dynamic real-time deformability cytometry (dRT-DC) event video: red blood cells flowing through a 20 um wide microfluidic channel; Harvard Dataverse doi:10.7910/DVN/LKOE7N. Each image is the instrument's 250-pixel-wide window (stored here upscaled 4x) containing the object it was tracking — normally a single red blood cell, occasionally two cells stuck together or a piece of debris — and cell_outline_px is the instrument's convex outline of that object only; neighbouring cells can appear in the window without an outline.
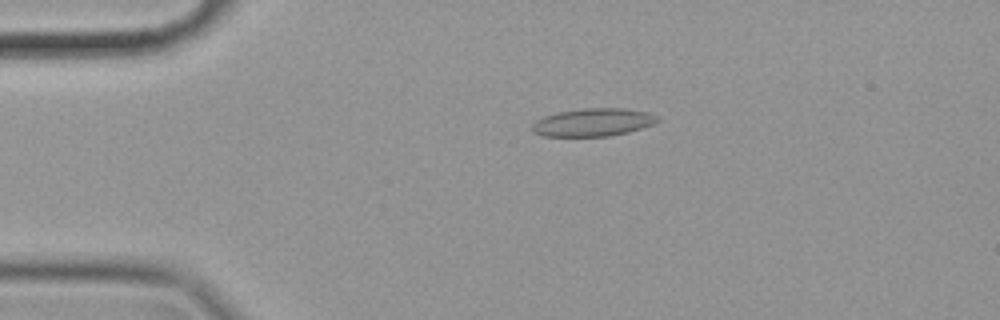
{"species": "common noctule bat (a hibernating species)", "species_latin": "Nyctalus noctula", "temperature_condition": "cold", "stored_images_in_passage": 57, "camera_frame_rate_fps": 3000, "um_per_image_px": 0.085, "animal": {"sex": "female", "body_mass_g": 19.9}, "frame": {"image": 1, "passage_image": 12, "time_ms": 3.667, "image_size_px": [1000, 320], "cell_outline_px": [[660, 120], [652, 124], [628, 132], [608, 136], [540, 136], [532, 132], [532, 124], [536, 120], [544, 116], [560, 112], [584, 108], [624, 108], [648, 112], [656, 116]], "centroid_in_image_um": [50.38, 10.4], "position_along_channel_um": 34.6, "area_um2": 20.29}}
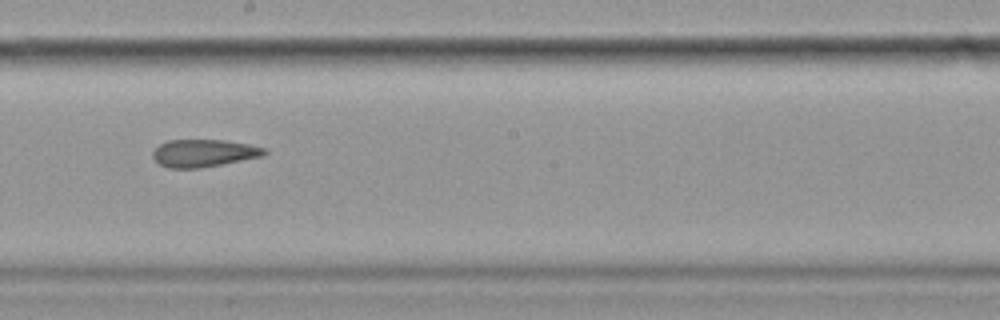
{"frame": {"image": 2, "passage_image": 32, "time_ms": 10.333, "image_size_px": [1000, 320], "cell_outline_px": [[268, 152], [264, 156], [200, 168], [168, 168], [160, 164], [152, 156], [152, 152], [160, 144], [168, 140], [224, 140], [248, 144], [264, 148]], "centroid_in_image_um": [17.32, 13.01], "position_along_channel_um": 230.9, "area_um2": 17.8}}
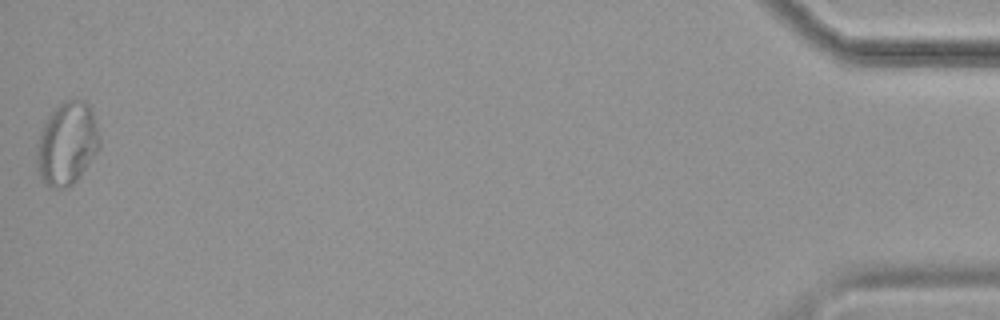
{"frame": {"image": 3, "passage_image": 57, "time_ms": 18.667, "image_size_px": [1000, 320], "cell_outline_px": [[100, 148], [80, 176], [68, 188], [52, 188], [44, 184], [40, 176], [36, 160], [36, 156], [40, 132], [48, 116], [64, 100], [80, 100], [88, 104], [92, 112], [100, 136]], "centroid_in_image_um": [5.7, 12.23], "position_along_channel_um": 429.5, "area_um2": 30.17}, "authors_computed_cell_mechanics": {"area_um2": 19.9988, "velocity_mm_per_s": 3.519, "shape_relaxation_time_tau1_ms": null, "shape_relaxation_time_tau2_ms": 4.2022, "deformation_change_tau1": null, "deformation_change_tau2": 0.13}}